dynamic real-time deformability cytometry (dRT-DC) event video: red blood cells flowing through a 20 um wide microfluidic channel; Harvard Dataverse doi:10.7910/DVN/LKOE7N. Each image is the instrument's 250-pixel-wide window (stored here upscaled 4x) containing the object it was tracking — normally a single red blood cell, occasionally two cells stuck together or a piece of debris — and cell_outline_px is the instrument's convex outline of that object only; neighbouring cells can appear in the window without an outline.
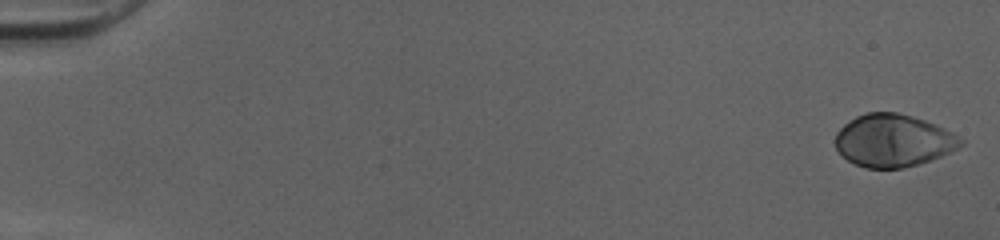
{"species": "human", "species_latin": "Homo sapiens", "temperature_condition": "cold", "stored_images_in_passage": 51, "camera_frame_rate_fps": 3000, "um_per_image_px": 0.085, "donor": {"sex": "female"}, "frame": {"image": 1, "passage_image": 1, "time_ms": 0.0, "image_size_px": [1000, 240], "cell_outline_px": [[964, 144], [952, 152], [904, 168], [864, 168], [848, 160], [836, 148], [836, 132], [844, 124], [856, 116], [868, 112], [896, 112], [912, 116], [924, 120], [944, 128], [952, 132], [964, 140]], "centroid_in_image_um": [75.94, 11.94], "position_along_channel_um": 9.1, "area_um2": 38.21}}
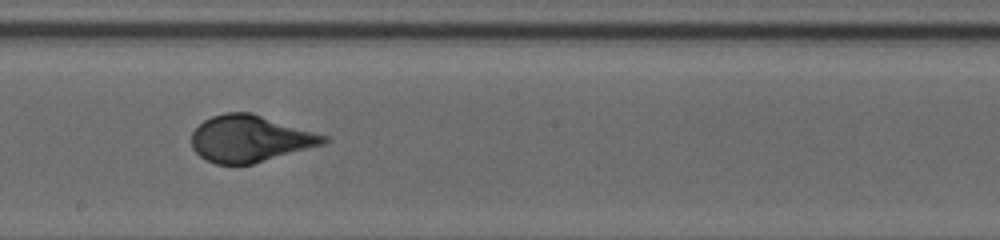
{"frame": {"image": 2, "passage_image": 30, "time_ms": 9.667, "image_size_px": [1000, 240], "cell_outline_px": [[332, 140], [324, 144], [252, 164], [216, 164], [200, 156], [192, 148], [192, 132], [204, 120], [212, 116], [224, 112], [252, 112], [328, 136]], "centroid_in_image_um": [21.27, 11.77], "position_along_channel_um": 226.9, "area_um2": 35.89}}
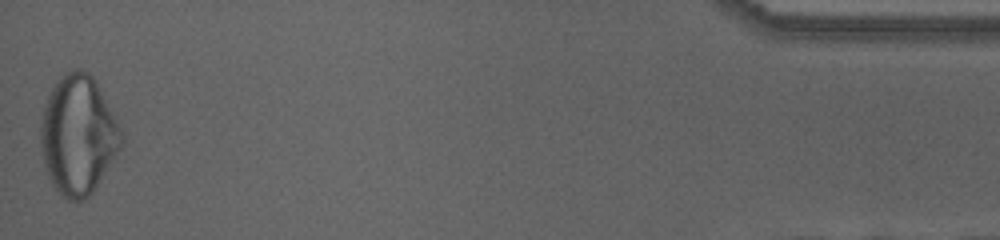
{"frame": {"image": 3, "passage_image": 51, "time_ms": 16.667, "image_size_px": [1000, 240], "cell_outline_px": [[124, 144], [92, 192], [84, 200], [68, 200], [52, 184], [48, 176], [44, 164], [40, 144], [40, 128], [44, 108], [48, 96], [56, 80], [64, 72], [76, 68], [80, 68], [88, 72], [96, 80], [124, 136]], "centroid_in_image_um": [6.64, 11.45], "position_along_channel_um": 428.6, "area_um2": 55.89}, "authors_computed_cell_mechanics": {"area_um2": 36.5296, "velocity_mm_per_s": 4.0451, "shape_relaxation_time_tau1_ms": 5.8328, "shape_relaxation_time_tau2_ms": null, "deformation_change_tau1": 0.2455, "deformation_change_tau2": null}}